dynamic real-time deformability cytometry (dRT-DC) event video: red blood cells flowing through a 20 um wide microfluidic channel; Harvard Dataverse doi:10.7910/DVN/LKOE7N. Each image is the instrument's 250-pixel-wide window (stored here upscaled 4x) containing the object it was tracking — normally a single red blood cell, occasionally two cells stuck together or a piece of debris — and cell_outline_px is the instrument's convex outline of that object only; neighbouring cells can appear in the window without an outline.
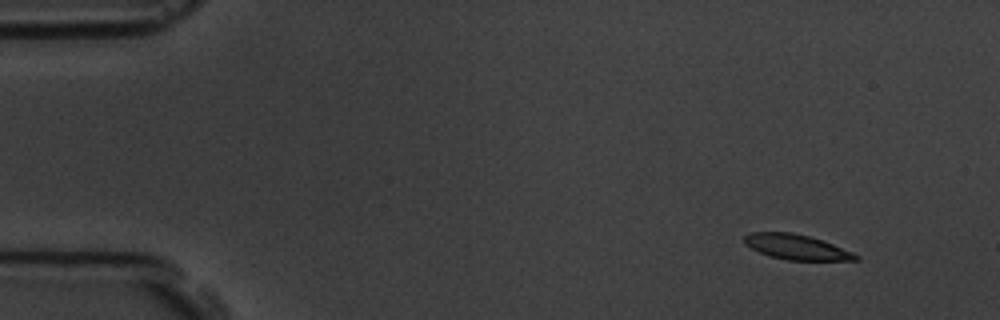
{"species": "common noctule bat (a hibernating species)", "species_latin": "Nyctalus noctula", "temperature_condition": "room temperature", "stored_images_in_passage": 6, "camera_frame_rate_fps": 3000, "um_per_image_px": 0.085, "animal": {"sex": "male", "body_mass_g": 19.5, "forearm_length_mm": 54.6}, "frame": {"image": 1, "passage_image": 1, "time_ms": 0.0, "image_size_px": [1000, 320], "cell_outline_px": [[860, 260], [788, 260], [768, 256], [744, 244], [744, 236], [752, 232], [792, 232], [808, 236], [832, 244], [852, 252], [860, 256]], "centroid_in_image_um": [67.68, 21.0], "position_along_channel_um": 17.3, "area_um2": 16.13}}
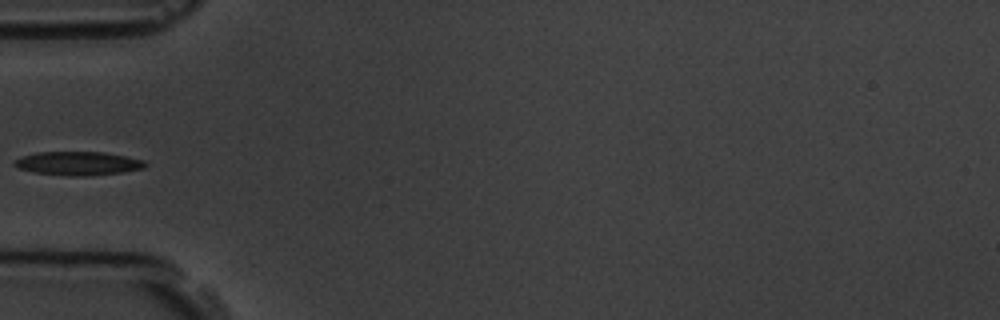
{"frame": {"image": 2, "passage_image": 5, "time_ms": 4.667, "image_size_px": [1000, 320], "cell_outline_px": [[148, 164], [144, 168], [120, 172], [88, 176], [68, 176], [36, 172], [20, 168], [12, 164], [12, 160], [20, 156], [36, 152], [104, 152], [144, 160]], "centroid_in_image_um": [6.6, 13.88], "position_along_channel_um": 78.4, "area_um2": 18.03}}
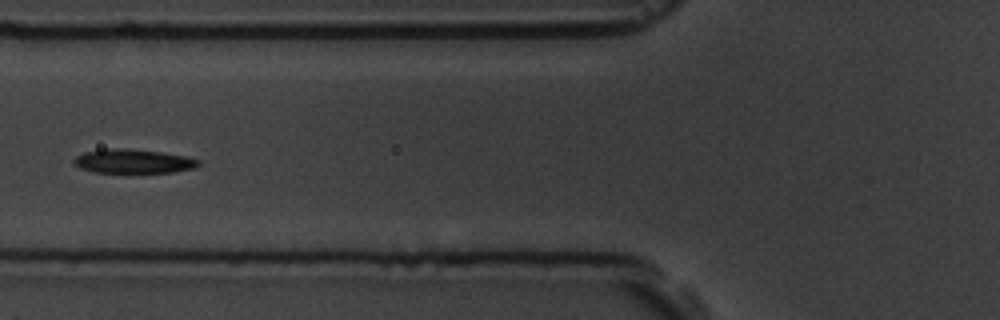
{"frame": {"image": 3, "passage_image": 6, "time_ms": 5.667, "image_size_px": [1000, 320], "cell_outline_px": [[200, 164], [196, 168], [172, 172], [96, 172], [80, 168], [72, 160], [76, 156], [84, 152], [104, 148], [128, 148], [160, 152], [184, 156], [200, 160]], "centroid_in_image_um": [11.32, 13.69], "position_along_channel_um": 114.5, "area_um2": 17.4}}